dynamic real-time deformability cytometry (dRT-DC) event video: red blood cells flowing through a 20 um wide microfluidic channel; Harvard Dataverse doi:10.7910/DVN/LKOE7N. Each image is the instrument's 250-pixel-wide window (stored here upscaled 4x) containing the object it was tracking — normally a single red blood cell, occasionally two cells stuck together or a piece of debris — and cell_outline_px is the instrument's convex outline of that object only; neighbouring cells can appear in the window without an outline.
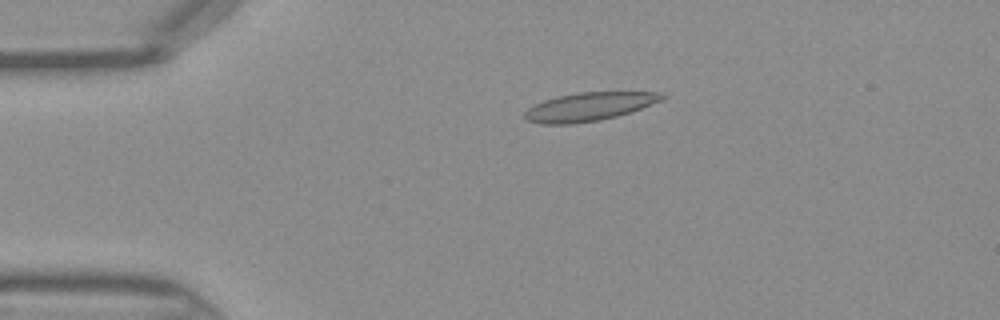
{"species": "Egyptian fruit bat (a non-hibernating species)", "species_latin": "Rousettus aegyptiacus", "temperature_condition": "warm", "stored_images_in_passage": 44, "camera_frame_rate_fps": 3000, "um_per_image_px": 0.085, "frame": {"image": 1, "passage_image": 9, "time_ms": 2.667, "image_size_px": [1000, 320], "cell_outline_px": [[668, 96], [664, 100], [616, 116], [600, 120], [572, 124], [540, 124], [528, 120], [524, 116], [524, 112], [528, 108], [544, 100], [556, 96], [580, 92], [660, 92]], "centroid_in_image_um": [50.08, 9.06], "position_along_channel_um": 34.9, "area_um2": 22.66}}
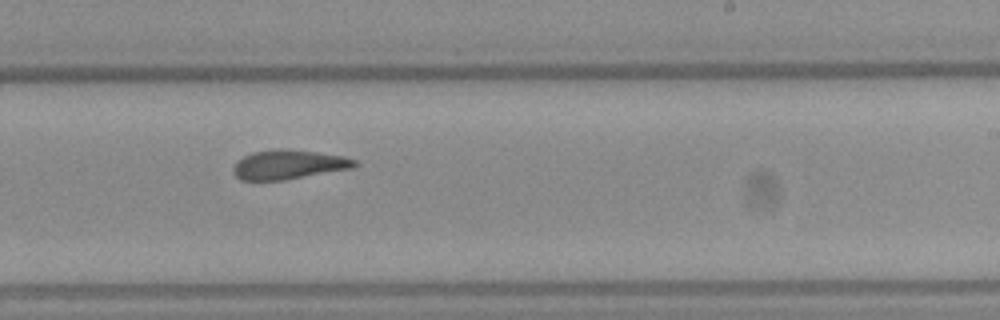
{"frame": {"image": 2, "passage_image": 27, "time_ms": 8.667, "image_size_px": [1000, 320], "cell_outline_px": [[360, 164], [352, 168], [284, 180], [240, 180], [232, 172], [232, 168], [244, 156], [252, 152], [280, 148], [316, 152], [344, 156], [356, 160]], "centroid_in_image_um": [24.54, 13.99], "position_along_channel_um": 264.5, "area_um2": 20.63}}
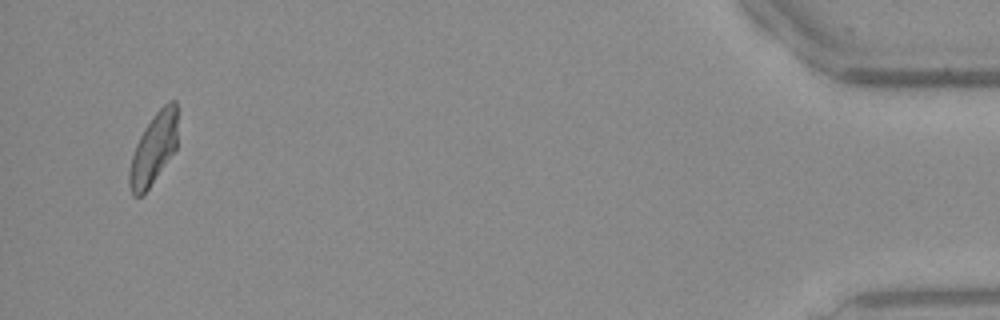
{"frame": {"image": 3, "passage_image": 43, "time_ms": 14.0, "image_size_px": [1000, 320], "cell_outline_px": [[176, 148], [148, 188], [140, 196], [132, 196], [128, 184], [128, 172], [132, 156], [136, 144], [144, 128], [152, 116], [168, 100], [176, 100]], "centroid_in_image_um": [13.02, 12.64], "position_along_channel_um": 422.2, "area_um2": 19.65}}